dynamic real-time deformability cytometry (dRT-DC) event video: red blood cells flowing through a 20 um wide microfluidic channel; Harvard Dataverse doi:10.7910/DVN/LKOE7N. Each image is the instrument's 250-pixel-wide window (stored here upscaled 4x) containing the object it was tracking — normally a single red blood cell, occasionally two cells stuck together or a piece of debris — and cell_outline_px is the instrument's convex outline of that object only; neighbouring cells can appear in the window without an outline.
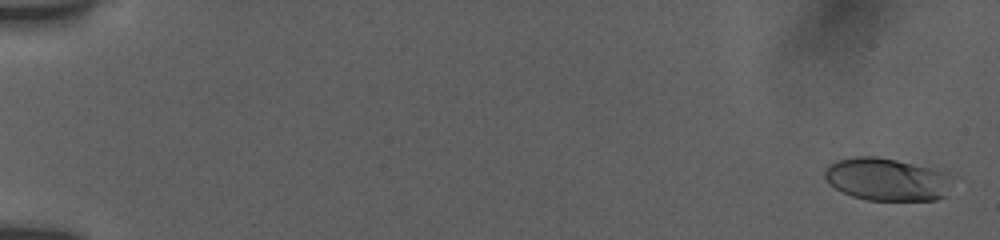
{"species": "human", "species_latin": "Homo sapiens", "temperature_condition": "room temperature", "stored_images_in_passage": 70, "camera_frame_rate_fps": 3000, "um_per_image_px": 0.085, "donor": {"sex": "female"}, "frame": {"image": 1, "passage_image": 2, "time_ms": 0.333, "image_size_px": [1000, 240], "cell_outline_px": [[948, 176], [944, 196], [936, 200], [868, 200], [852, 196], [828, 184], [824, 176], [824, 172], [828, 164], [836, 160], [856, 156], [876, 156], [896, 160], [948, 172]], "centroid_in_image_um": [75.29, 15.23], "position_along_channel_um": 9.7, "area_um2": 31.33}}
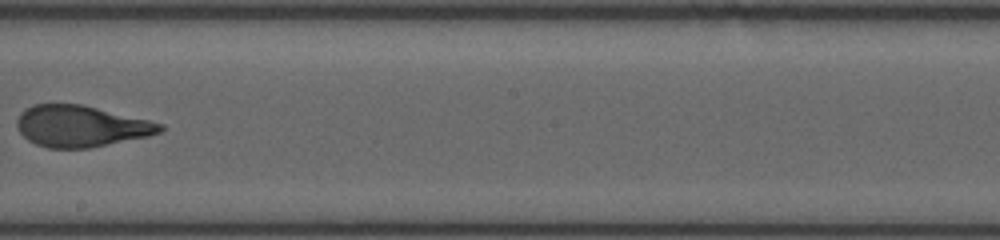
{"frame": {"image": 2, "passage_image": 42, "time_ms": 11.0, "image_size_px": [1000, 240], "cell_outline_px": [[164, 128], [160, 132], [148, 136], [88, 148], [48, 148], [36, 144], [28, 140], [16, 128], [16, 120], [20, 112], [24, 108], [32, 104], [80, 104], [148, 120], [164, 124]], "centroid_in_image_um": [6.82, 10.72], "position_along_channel_um": 241.4, "area_um2": 34.33}}
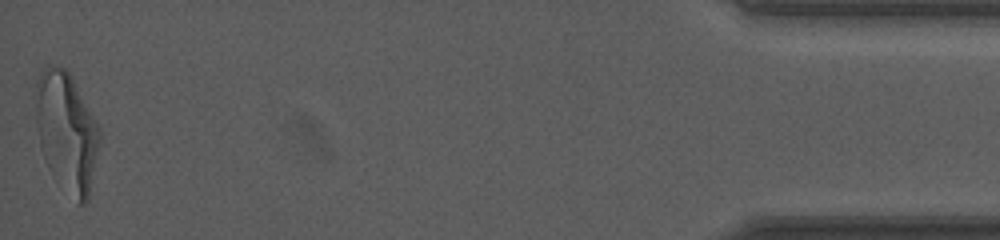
{"frame": {"image": 3, "passage_image": 70, "time_ms": 18.0, "image_size_px": [1000, 240], "cell_outline_px": [[100, 144], [88, 200], [84, 204], [80, 204], [44, 156], [40, 148], [36, 124], [36, 80], [40, 72], [48, 64], [52, 64], [64, 68], [68, 72], [100, 128]], "centroid_in_image_um": [5.67, 11.09], "position_along_channel_um": 429.5, "area_um2": 42.95}, "authors_computed_cell_mechanics": {"area_um2": 34.6222, "velocity_mm_per_s": 3.8674, "shape_relaxation_time_tau1_ms": 5.042, "shape_relaxation_time_tau2_ms": 1.0872, "deformation_change_tau1": 0.2072, "deformation_change_tau2": 0.0877}}